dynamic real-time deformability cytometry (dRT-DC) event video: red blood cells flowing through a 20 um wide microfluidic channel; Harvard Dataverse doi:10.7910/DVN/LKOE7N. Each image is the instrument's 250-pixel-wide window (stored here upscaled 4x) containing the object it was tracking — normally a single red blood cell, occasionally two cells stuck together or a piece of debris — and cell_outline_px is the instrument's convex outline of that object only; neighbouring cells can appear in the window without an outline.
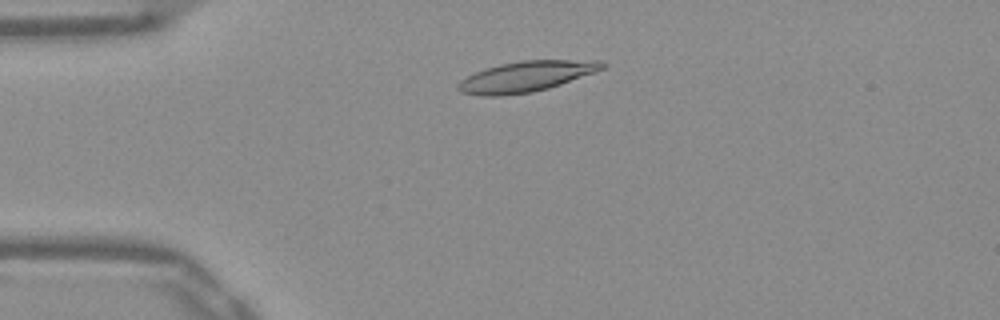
{"species": "Egyptian fruit bat (a non-hibernating species)", "species_latin": "Rousettus aegyptiacus", "temperature_condition": "warm", "stored_images_in_passage": 44, "camera_frame_rate_fps": 3000, "um_per_image_px": 0.085, "frame": {"image": 1, "passage_image": 4, "time_ms": 1.0, "image_size_px": [1000, 320], "cell_outline_px": [[608, 64], [604, 68], [596, 72], [548, 88], [532, 92], [500, 96], [480, 96], [460, 92], [456, 88], [456, 84], [460, 80], [484, 68], [500, 64], [520, 60], [600, 60]], "centroid_in_image_um": [44.71, 6.5], "position_along_channel_um": 40.3, "area_um2": 25.84}}
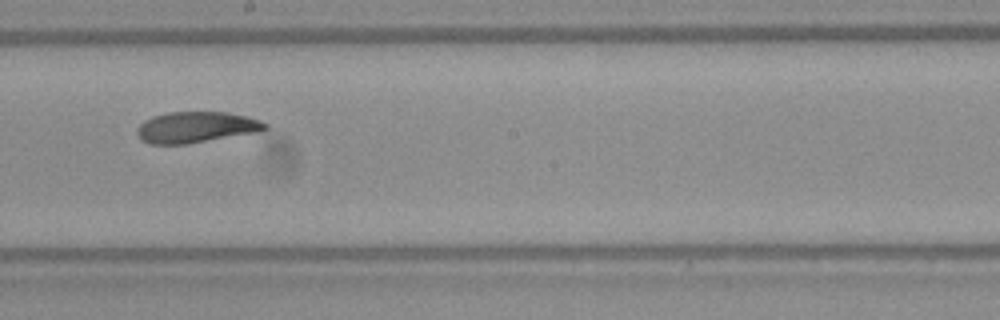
{"frame": {"image": 2, "passage_image": 21, "time_ms": 6.667, "image_size_px": [1000, 320], "cell_outline_px": [[268, 128], [260, 132], [188, 144], [148, 144], [140, 140], [136, 132], [140, 124], [144, 120], [152, 116], [168, 112], [228, 112], [248, 116], [260, 120], [268, 124]], "centroid_in_image_um": [16.69, 10.82], "position_along_channel_um": 231.5, "area_um2": 23.52}}
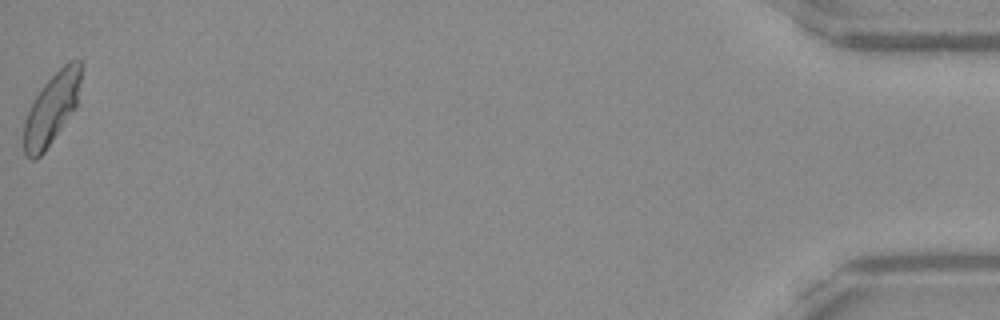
{"frame": {"image": 3, "passage_image": 44, "time_ms": 14.333, "image_size_px": [1000, 320], "cell_outline_px": [[80, 80], [76, 108], [44, 152], [36, 160], [32, 160], [24, 152], [24, 120], [36, 96], [44, 84], [68, 60], [80, 60]], "centroid_in_image_um": [4.39, 9.26], "position_along_channel_um": 430.8, "area_um2": 23.18}, "authors_computed_cell_mechanics": {"area_um2": 23.8136, "velocity_mm_per_s": 3.8738, "shape_relaxation_time_tau1_ms": 6.2787, "shape_relaxation_time_tau2_ms": 2.2187, "deformation_change_tau1": 0.1989, "deformation_change_tau2": 0.0849}}